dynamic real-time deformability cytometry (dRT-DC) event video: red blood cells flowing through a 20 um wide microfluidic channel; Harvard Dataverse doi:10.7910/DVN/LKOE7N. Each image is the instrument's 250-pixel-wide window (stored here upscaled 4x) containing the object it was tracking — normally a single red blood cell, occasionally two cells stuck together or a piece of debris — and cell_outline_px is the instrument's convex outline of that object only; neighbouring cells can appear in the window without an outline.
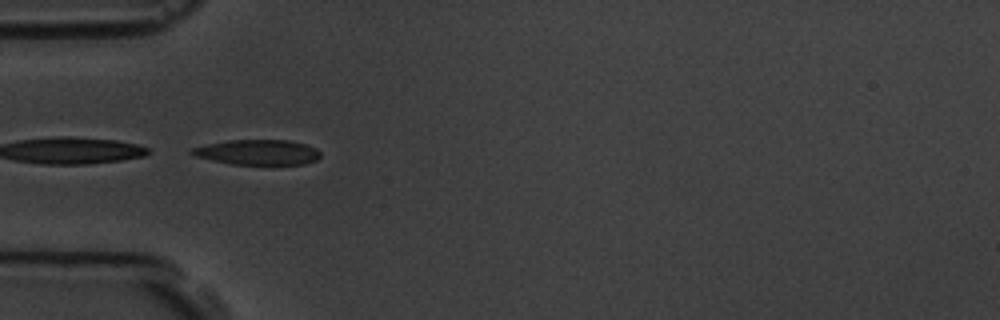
{"species": "common noctule bat (a hibernating species)", "species_latin": "Nyctalus noctula", "temperature_condition": "room temperature", "stored_images_in_passage": 5, "camera_frame_rate_fps": 3000, "um_per_image_px": 0.085, "animal": {"sex": "male", "body_mass_g": 19.5, "forearm_length_mm": 54.6}, "frame": {"image": 1, "passage_image": 5, "time_ms": 4.333, "image_size_px": [1000, 320], "cell_outline_px": [[320, 156], [316, 160], [304, 164], [232, 164], [192, 156], [188, 152], [188, 148], [228, 140], [288, 140], [304, 144], [316, 148], [320, 152]], "centroid_in_image_um": [21.84, 12.94], "position_along_channel_um": 63.2, "area_um2": 18.9}}